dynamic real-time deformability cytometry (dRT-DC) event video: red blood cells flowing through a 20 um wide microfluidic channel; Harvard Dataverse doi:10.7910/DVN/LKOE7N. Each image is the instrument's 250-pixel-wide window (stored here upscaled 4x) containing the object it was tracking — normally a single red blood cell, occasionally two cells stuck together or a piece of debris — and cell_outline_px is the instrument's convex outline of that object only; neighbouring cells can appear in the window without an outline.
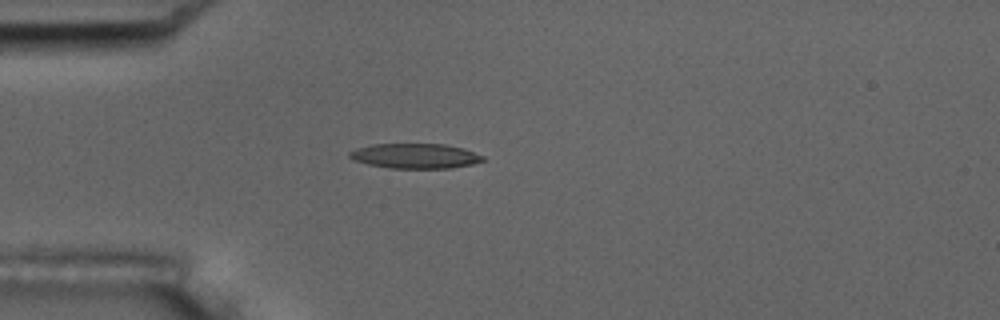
{"species": "common noctule bat (a hibernating species)", "species_latin": "Nyctalus noctula", "temperature_condition": "room temperature", "stored_images_in_passage": 4, "camera_frame_rate_fps": 3000, "um_per_image_px": 0.085, "animal": {"sex": "male", "body_mass_g": 17.5, "forearm_length_mm": 52.3}, "frame": {"image": 1, "passage_image": 4, "time_ms": 1.0, "image_size_px": [1000, 320], "cell_outline_px": [[484, 160], [472, 164], [452, 168], [388, 168], [368, 164], [352, 160], [348, 156], [348, 152], [356, 148], [372, 144], [444, 144], [464, 148], [484, 156]], "centroid_in_image_um": [35.26, 13.25], "position_along_channel_um": 49.7, "area_um2": 19.48}}